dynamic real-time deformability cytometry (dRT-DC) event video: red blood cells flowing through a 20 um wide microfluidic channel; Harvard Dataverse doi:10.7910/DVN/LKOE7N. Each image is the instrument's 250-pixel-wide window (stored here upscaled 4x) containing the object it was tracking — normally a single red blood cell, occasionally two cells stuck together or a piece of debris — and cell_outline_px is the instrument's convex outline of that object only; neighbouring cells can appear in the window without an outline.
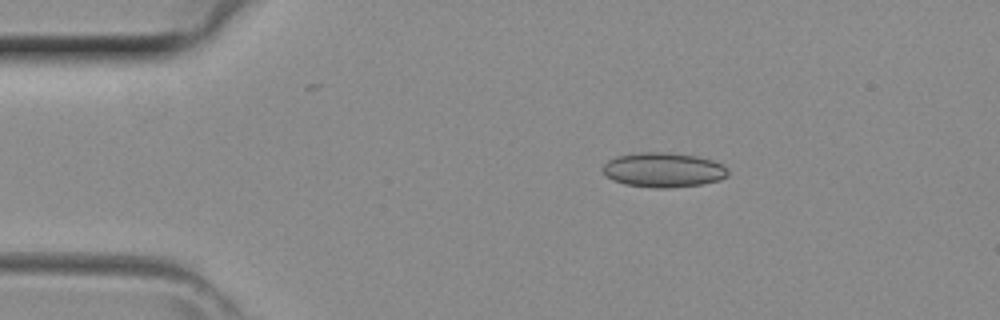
{"species": "common noctule bat (a hibernating species)", "species_latin": "Nyctalus noctula", "temperature_condition": "room temperature", "stored_images_in_passage": 33, "camera_frame_rate_fps": 3000, "um_per_image_px": 0.085, "animal": {"sex": "female", "body_mass_g": 29.2, "forearm_length_mm": 56.3}, "frame": {"image": 1, "passage_image": 1, "time_ms": 0.0, "image_size_px": [1000, 320], "cell_outline_px": [[728, 176], [720, 180], [704, 184], [668, 188], [656, 188], [624, 184], [612, 180], [600, 168], [608, 160], [616, 156], [636, 152], [664, 152], [696, 156], [712, 160], [724, 164], [728, 168]], "centroid_in_image_um": [56.4, 14.44], "position_along_channel_um": 28.6, "area_um2": 25.55}}
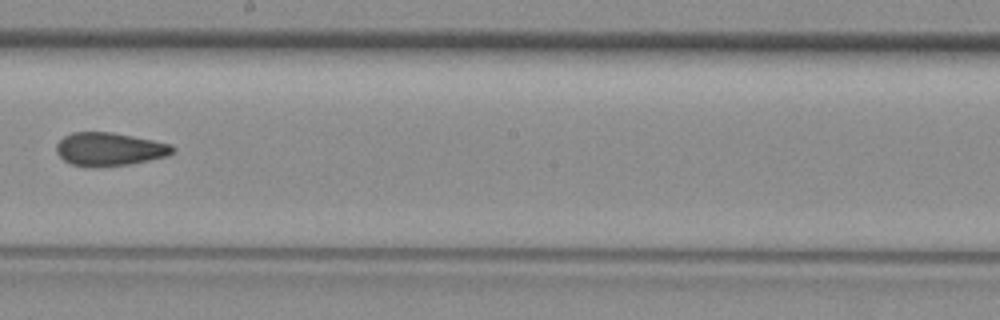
{"frame": {"image": 2, "passage_image": 17, "time_ms": 5.333, "image_size_px": [1000, 320], "cell_outline_px": [[176, 148], [168, 156], [128, 164], [72, 164], [64, 160], [56, 152], [56, 144], [64, 136], [72, 132], [112, 132], [172, 144]], "centroid_in_image_um": [9.32, 12.63], "position_along_channel_um": 238.9, "area_um2": 21.73}}
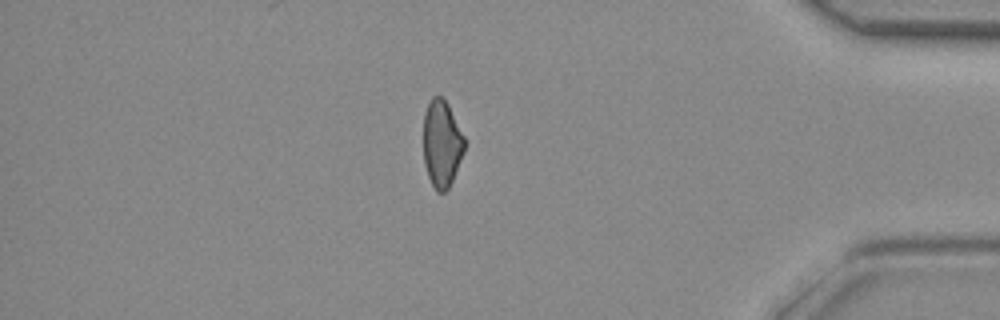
{"frame": {"image": 3, "passage_image": 29, "time_ms": 9.333, "image_size_px": [1000, 320], "cell_outline_px": [[464, 152], [452, 180], [448, 188], [444, 192], [436, 192], [428, 176], [424, 164], [424, 112], [432, 96], [440, 96], [448, 104], [464, 136]], "centroid_in_image_um": [37.54, 12.21], "position_along_channel_um": 397.7, "area_um2": 20.63}}